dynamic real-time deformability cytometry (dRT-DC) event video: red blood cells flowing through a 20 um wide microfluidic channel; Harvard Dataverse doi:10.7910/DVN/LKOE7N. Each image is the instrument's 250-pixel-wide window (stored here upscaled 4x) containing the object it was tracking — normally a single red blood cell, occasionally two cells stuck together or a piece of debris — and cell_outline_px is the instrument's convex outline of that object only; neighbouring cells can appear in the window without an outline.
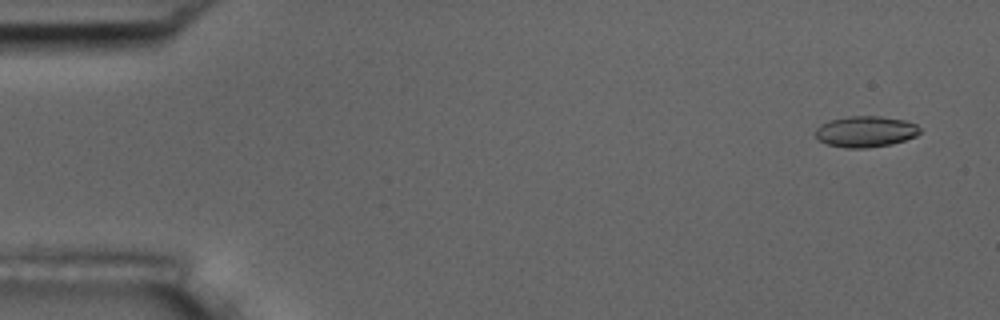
{"species": "common noctule bat (a hibernating species)", "species_latin": "Nyctalus noctula", "temperature_condition": "room temperature", "stored_images_in_passage": 6, "camera_frame_rate_fps": 3000, "um_per_image_px": 0.085, "animal": {"sex": "male", "body_mass_g": 17.5, "forearm_length_mm": 52.3}, "frame": {"image": 1, "passage_image": 1, "time_ms": 0.0, "image_size_px": [1000, 320], "cell_outline_px": [[920, 132], [916, 136], [892, 144], [868, 148], [844, 148], [828, 144], [820, 140], [816, 136], [816, 128], [820, 124], [832, 120], [848, 116], [880, 116], [904, 120], [916, 124], [920, 128]], "centroid_in_image_um": [73.58, 11.19], "position_along_channel_um": 11.4, "area_um2": 18.84}}
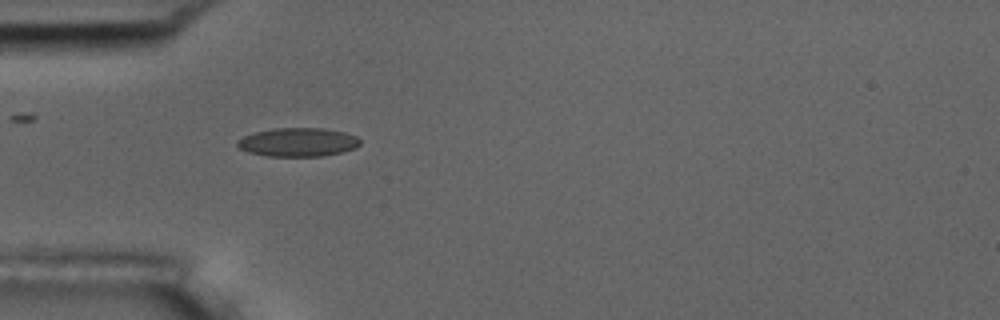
{"frame": {"image": 2, "passage_image": 5, "time_ms": 4.667, "image_size_px": [1000, 320], "cell_outline_px": [[360, 144], [356, 148], [344, 152], [324, 156], [268, 156], [248, 152], [240, 148], [236, 144], [236, 140], [244, 136], [256, 132], [276, 128], [320, 128], [344, 132], [356, 136], [360, 140]], "centroid_in_image_um": [25.35, 12.09], "position_along_channel_um": 59.7, "area_um2": 20.52}}